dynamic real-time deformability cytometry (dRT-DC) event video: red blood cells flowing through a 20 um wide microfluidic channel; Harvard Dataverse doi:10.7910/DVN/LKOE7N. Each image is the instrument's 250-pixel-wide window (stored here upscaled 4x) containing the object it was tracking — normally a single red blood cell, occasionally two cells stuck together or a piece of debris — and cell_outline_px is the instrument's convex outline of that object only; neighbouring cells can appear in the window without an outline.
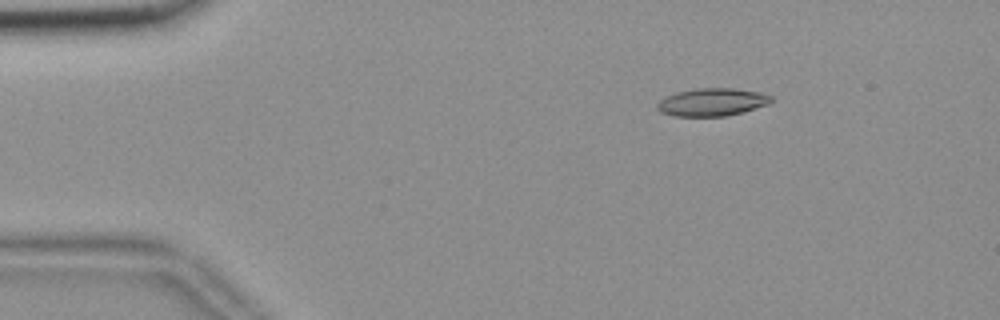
{"species": "common noctule bat (a hibernating species)", "species_latin": "Nyctalus noctula", "temperature_condition": "room temperature", "stored_images_in_passage": 56, "camera_frame_rate_fps": 3000, "um_per_image_px": 0.085, "animal": {"sex": "female", "body_mass_g": 18.4}, "frame": {"image": 1, "passage_image": 9, "time_ms": 2.667, "image_size_px": [1000, 320], "cell_outline_px": [[772, 100], [768, 104], [728, 116], [672, 116], [660, 112], [656, 108], [656, 104], [660, 100], [676, 92], [700, 88], [732, 88], [756, 92], [772, 96]], "centroid_in_image_um": [60.48, 8.69], "position_along_channel_um": 24.5, "area_um2": 18.26}}
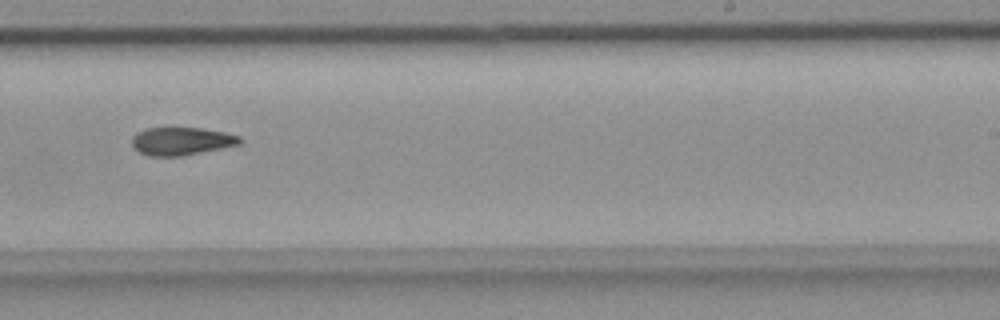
{"frame": {"image": 2, "passage_image": 35, "time_ms": 11.333, "image_size_px": [1000, 320], "cell_outline_px": [[244, 140], [240, 144], [184, 156], [148, 156], [132, 148], [132, 136], [136, 132], [144, 128], [200, 128], [224, 132], [240, 136]], "centroid_in_image_um": [15.4, 12.0], "position_along_channel_um": 273.6, "area_um2": 17.74}}
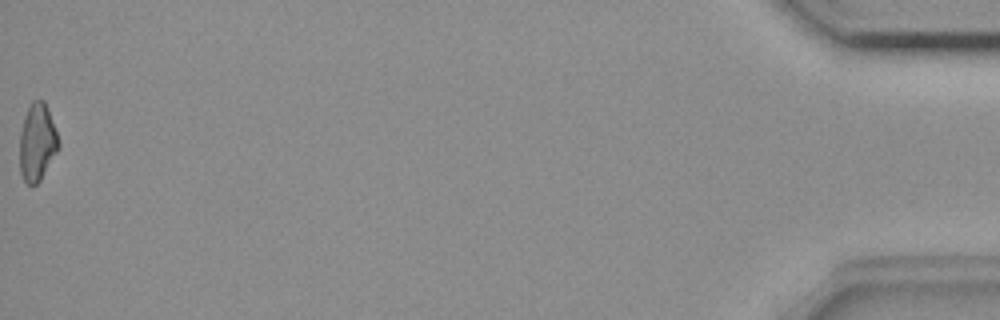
{"frame": {"image": 3, "passage_image": 56, "time_ms": 18.333, "image_size_px": [1000, 320], "cell_outline_px": [[60, 148], [40, 180], [36, 184], [28, 184], [24, 180], [20, 172], [20, 132], [24, 116], [32, 100], [44, 100], [48, 108], [60, 140]], "centroid_in_image_um": [3.18, 12.07], "position_along_channel_um": 432.0, "area_um2": 17.69}, "authors_computed_cell_mechanics": {"area_um2": 18.1492, "velocity_mm_per_s": 3.6951, "shape_relaxation_time_tau1_ms": 11.0191, "shape_relaxation_time_tau2_ms": null, "deformation_change_tau1": 0.2272, "deformation_change_tau2": null}}